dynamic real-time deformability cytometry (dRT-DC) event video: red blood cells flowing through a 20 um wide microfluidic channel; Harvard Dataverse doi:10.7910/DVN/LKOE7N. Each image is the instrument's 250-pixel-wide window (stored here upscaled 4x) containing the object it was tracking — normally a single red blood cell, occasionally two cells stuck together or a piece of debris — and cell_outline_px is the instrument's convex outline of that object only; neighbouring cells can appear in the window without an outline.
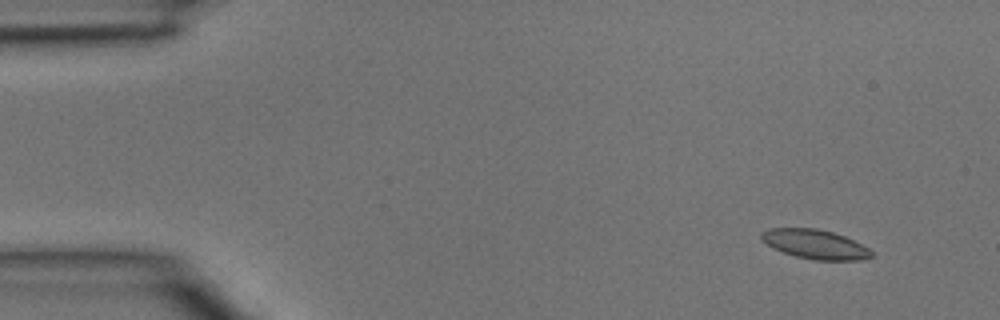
{"species": "common noctule bat (a hibernating species)", "species_latin": "Nyctalus noctula", "temperature_condition": "room temperature", "stored_images_in_passage": 4, "camera_frame_rate_fps": 3000, "um_per_image_px": 0.085, "animal": {"sex": "male", "body_mass_g": 15.6}, "frame": {"image": 1, "passage_image": 1, "time_ms": 0.0, "image_size_px": [1000, 320], "cell_outline_px": [[872, 256], [864, 260], [816, 260], [796, 256], [772, 248], [760, 240], [760, 232], [768, 228], [816, 228], [832, 232], [844, 236], [868, 248], [872, 252]], "centroid_in_image_um": [69.23, 20.75], "position_along_channel_um": 15.8, "area_um2": 18.79}}
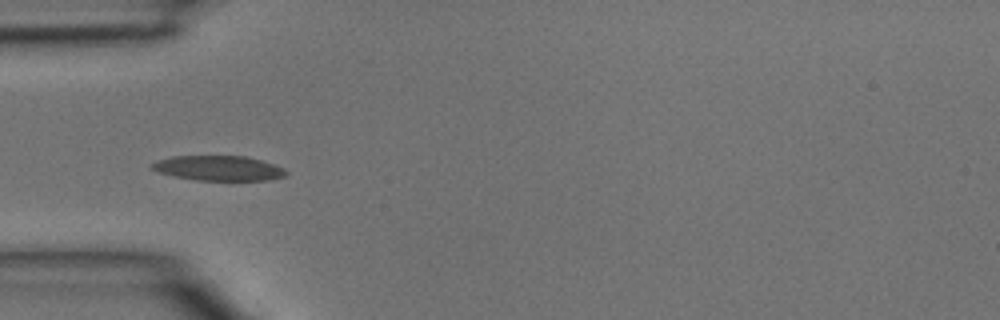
{"frame": {"image": 2, "passage_image": 3, "time_ms": 0.667, "image_size_px": [1000, 320], "cell_outline_px": [[288, 176], [272, 180], [196, 180], [176, 176], [160, 172], [152, 168], [152, 164], [160, 160], [172, 156], [248, 156], [284, 168], [288, 172]], "centroid_in_image_um": [18.67, 14.3], "position_along_channel_um": 66.3, "area_um2": 19.31}}